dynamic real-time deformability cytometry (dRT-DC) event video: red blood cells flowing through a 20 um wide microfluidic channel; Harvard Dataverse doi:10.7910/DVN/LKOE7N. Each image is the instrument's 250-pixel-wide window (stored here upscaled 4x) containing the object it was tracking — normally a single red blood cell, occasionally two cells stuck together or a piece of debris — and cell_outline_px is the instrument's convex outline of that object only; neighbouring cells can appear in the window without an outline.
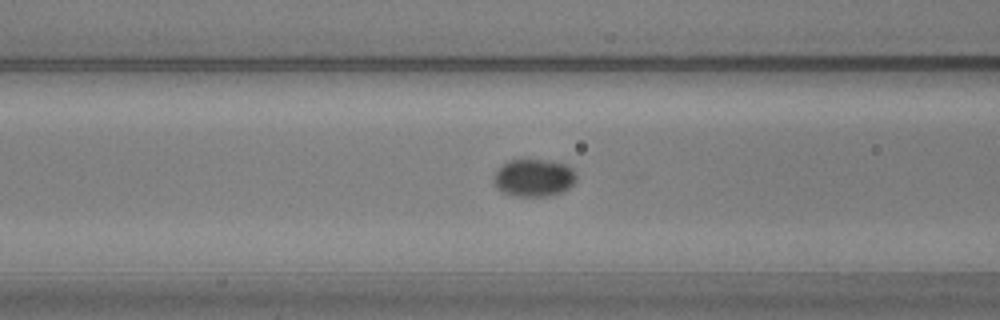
{"species": "common noctule bat (a hibernating species)", "species_latin": "Nyctalus noctula", "temperature_condition": "warm", "stored_images_in_passage": 57, "camera_frame_rate_fps": 3000, "um_per_image_px": 0.085, "animal": {"sex": "male", "body_mass_g": 20.5, "forearm_length_mm": 52.5}, "frame": {"image": 1, "passage_image": 22, "time_ms": 7.0, "image_size_px": [1000, 320], "cell_outline_px": [[576, 180], [568, 188], [560, 192], [548, 196], [516, 196], [504, 192], [496, 188], [496, 172], [508, 160], [544, 160], [564, 164], [572, 168], [576, 172]], "centroid_in_image_um": [45.41, 15.11], "position_along_channel_um": 121.2, "area_um2": 17.63}}
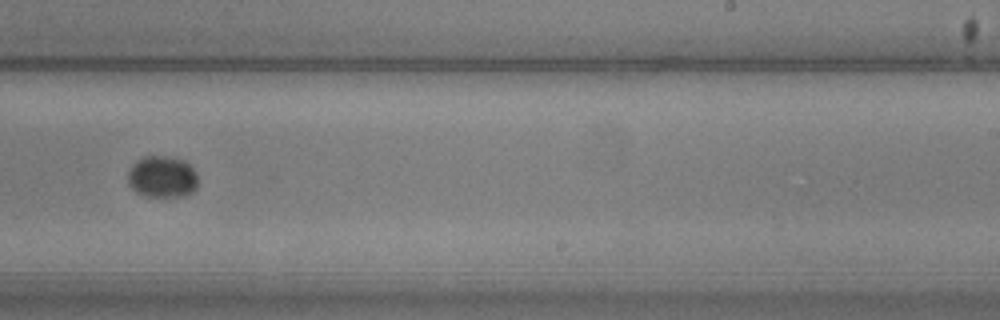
{"frame": {"image": 2, "passage_image": 35, "time_ms": 11.333, "image_size_px": [1000, 320], "cell_outline_px": [[196, 188], [192, 192], [184, 196], [144, 196], [136, 192], [128, 184], [128, 172], [132, 164], [136, 160], [144, 156], [164, 156], [184, 160], [196, 172]], "centroid_in_image_um": [13.76, 15.03], "position_along_channel_um": 275.2, "area_um2": 16.99}}
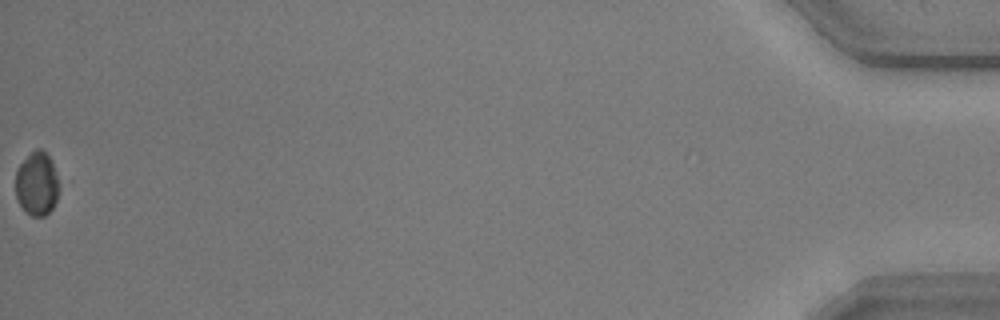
{"frame": {"image": 3, "passage_image": 57, "time_ms": 18.667, "image_size_px": [1000, 320], "cell_outline_px": [[60, 188], [56, 200], [52, 208], [44, 216], [32, 216], [20, 204], [16, 196], [16, 172], [20, 164], [36, 148], [40, 148], [48, 156], [52, 164], [60, 184]], "centroid_in_image_um": [3.15, 15.63], "position_along_channel_um": 432.0, "area_um2": 15.84}, "authors_computed_cell_mechanics": {"area_um2": 16.8776, "velocity_mm_per_s": 3.5568, "shape_relaxation_time_tau1_ms": 3.7802, "shape_relaxation_time_tau2_ms": null, "deformation_change_tau1": 0.0987, "deformation_change_tau2": null}}